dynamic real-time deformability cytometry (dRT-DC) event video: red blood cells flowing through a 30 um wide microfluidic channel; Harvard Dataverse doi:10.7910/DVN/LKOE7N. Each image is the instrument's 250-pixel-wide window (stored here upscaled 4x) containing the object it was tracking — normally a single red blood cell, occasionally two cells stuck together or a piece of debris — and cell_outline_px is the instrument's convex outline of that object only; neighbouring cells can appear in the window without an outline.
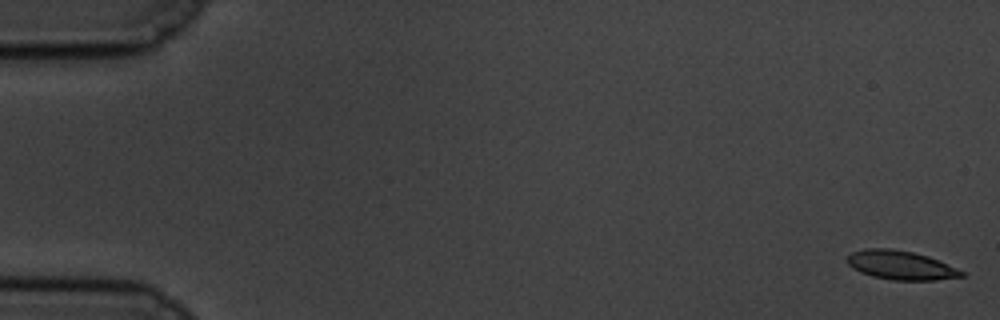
{"species": "common noctule bat (a hibernating species)", "species_latin": "Nyctalus noctula", "temperature_condition": "cold", "stored_images_in_passage": 58, "camera_frame_rate_fps": 3000, "um_per_image_px": 0.085, "animal": {"sex": "male", "body_mass_g": 19.5, "forearm_length_mm": 54.6}, "frame": {"image": 1, "passage_image": 1, "time_ms": 0.0, "image_size_px": [1000, 320], "cell_outline_px": [[964, 276], [936, 280], [892, 280], [872, 276], [860, 272], [852, 268], [844, 260], [852, 252], [864, 248], [888, 248], [912, 252], [928, 256], [956, 268], [964, 272]], "centroid_in_image_um": [76.51, 22.54], "position_along_channel_um": 8.5, "area_um2": 19.25}}
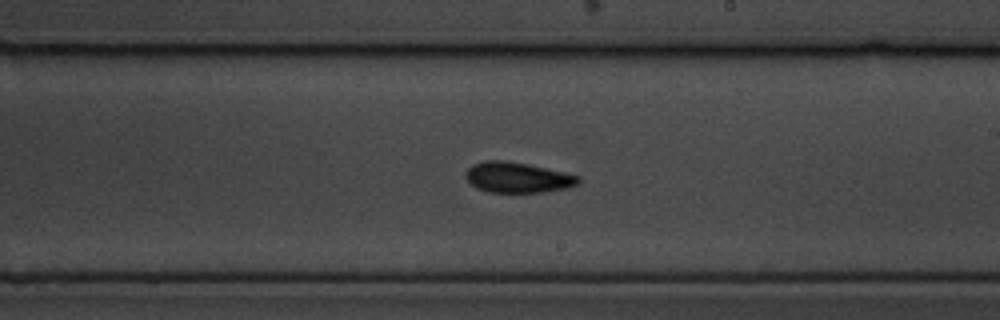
{"frame": {"image": 2, "passage_image": 34, "time_ms": 11.0, "image_size_px": [1000, 320], "cell_outline_px": [[580, 184], [564, 188], [544, 192], [488, 192], [476, 188], [464, 176], [468, 168], [472, 164], [484, 160], [504, 160], [528, 164], [564, 172], [580, 176]], "centroid_in_image_um": [43.98, 15.08], "position_along_channel_um": 245.0, "area_um2": 20.06}}
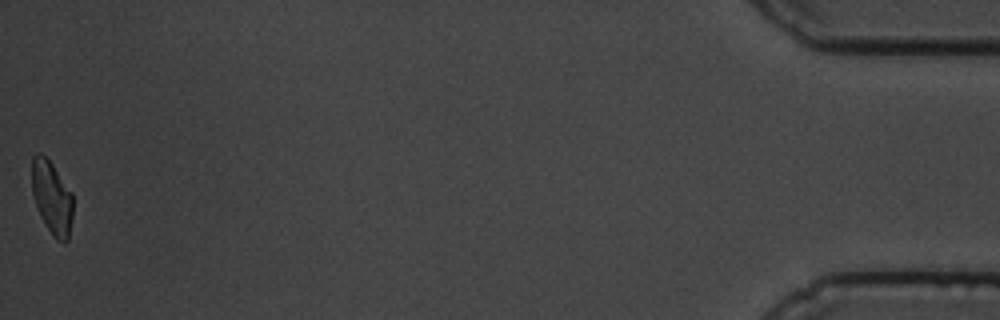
{"frame": {"image": 3, "passage_image": 58, "time_ms": 19.0, "image_size_px": [1000, 320], "cell_outline_px": [[72, 216], [68, 240], [64, 244], [56, 240], [52, 236], [40, 216], [32, 192], [32, 156], [36, 152], [40, 152], [52, 164], [72, 192]], "centroid_in_image_um": [4.41, 16.81], "position_along_channel_um": 430.8, "area_um2": 17.57}, "authors_computed_cell_mechanics": {"area_um2": 19.7387, "velocity_mm_per_s": 3.469, "shape_relaxation_time_tau1_ms": 5.2617, "shape_relaxation_time_tau2_ms": 5.1045, "deformation_change_tau1": 0.119, "deformation_change_tau2": 0.0926}}